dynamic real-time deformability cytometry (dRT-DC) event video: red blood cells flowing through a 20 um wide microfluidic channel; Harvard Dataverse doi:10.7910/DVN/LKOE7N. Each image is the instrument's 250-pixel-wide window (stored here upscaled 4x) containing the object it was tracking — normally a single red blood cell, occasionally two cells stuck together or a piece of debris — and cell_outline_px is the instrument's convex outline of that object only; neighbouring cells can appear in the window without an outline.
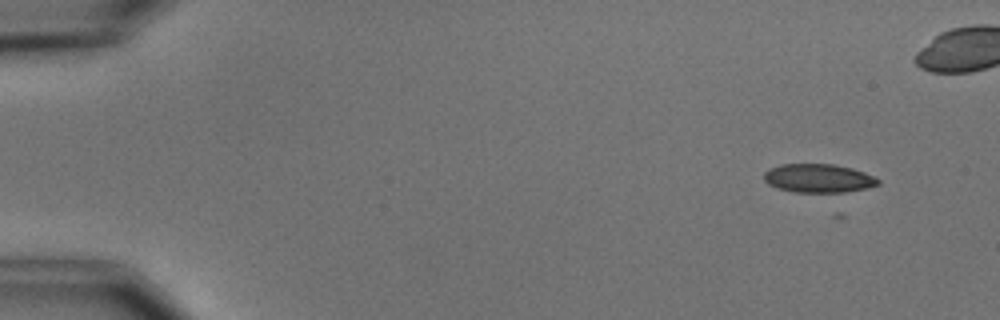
{"species": "common noctule bat (a hibernating species)", "species_latin": "Nyctalus noctula", "temperature_condition": "cold", "stored_images_in_passage": 5, "camera_frame_rate_fps": 3000, "um_per_image_px": 0.085, "animal": {"sex": "male", "body_mass_g": 15.6}, "frame": {"image": 1, "passage_image": 1, "time_ms": 0.0, "image_size_px": [1000, 320], "cell_outline_px": [[880, 184], [868, 188], [836, 196], [796, 192], [776, 188], [768, 184], [764, 180], [764, 172], [768, 168], [780, 164], [832, 164], [852, 168], [864, 172], [880, 180]], "centroid_in_image_um": [69.6, 15.21], "position_along_channel_um": 15.4, "area_um2": 20.06}}